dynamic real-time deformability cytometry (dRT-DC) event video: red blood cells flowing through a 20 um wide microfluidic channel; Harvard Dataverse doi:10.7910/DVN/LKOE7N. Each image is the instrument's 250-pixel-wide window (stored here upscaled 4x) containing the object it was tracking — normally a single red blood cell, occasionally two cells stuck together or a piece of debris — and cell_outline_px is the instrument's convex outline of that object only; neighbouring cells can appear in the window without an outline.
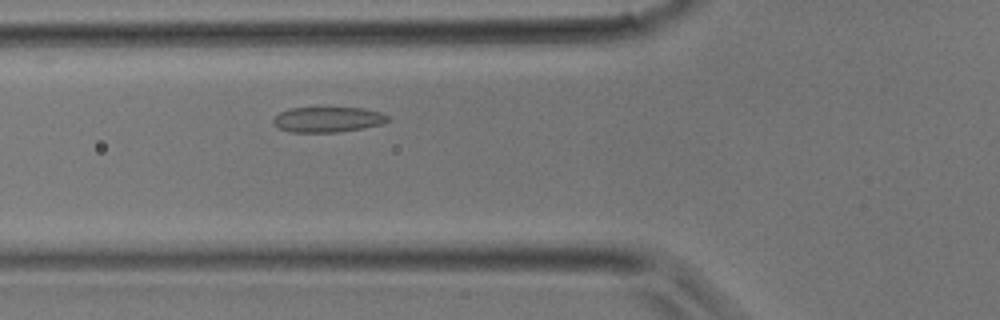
{"species": "common noctule bat (a hibernating species)", "species_latin": "Nyctalus noctula", "temperature_condition": "room temperature", "stored_images_in_passage": 25, "camera_frame_rate_fps": 3000, "um_per_image_px": 0.085, "animal": {"sex": "male", "body_mass_g": 17.9}, "frame": {"image": 1, "passage_image": 4, "time_ms": 1.0, "image_size_px": [1000, 320], "cell_outline_px": [[392, 120], [380, 124], [364, 128], [340, 132], [292, 132], [280, 128], [272, 120], [280, 112], [292, 108], [364, 108], [380, 112], [388, 116]], "centroid_in_image_um": [27.92, 10.16], "position_along_channel_um": 97.9, "area_um2": 16.76}}
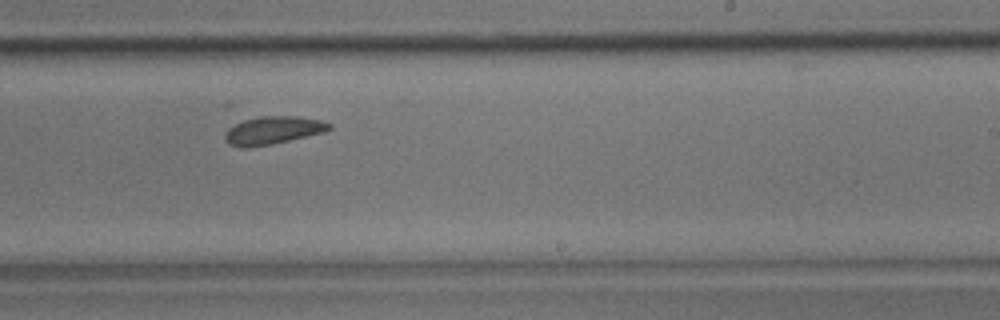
{"frame": {"image": 2, "passage_image": 13, "time_ms": 4.0, "image_size_px": [1000, 320], "cell_outline_px": [[332, 128], [324, 132], [288, 140], [248, 148], [244, 148], [228, 144], [224, 140], [224, 136], [228, 128], [244, 120], [260, 116], [296, 116], [320, 120], [332, 124]], "centroid_in_image_um": [23.18, 11.07], "position_along_channel_um": 265.8, "area_um2": 16.76}}
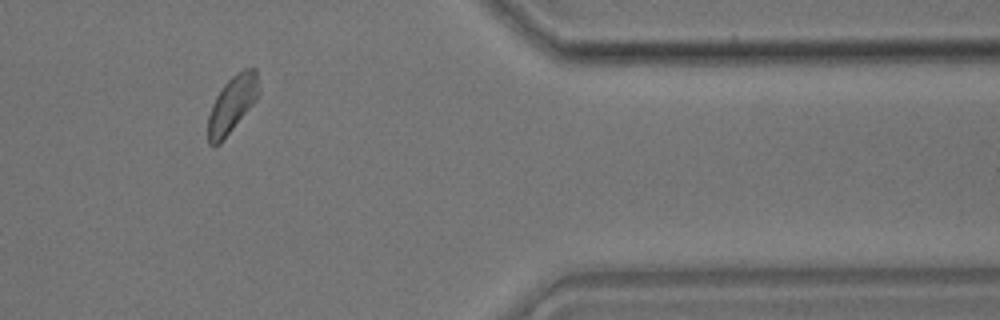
{"frame": {"image": 3, "passage_image": 21, "time_ms": 6.667, "image_size_px": [1000, 320], "cell_outline_px": [[260, 92], [256, 100], [220, 144], [212, 148], [208, 144], [208, 116], [212, 104], [216, 96], [224, 84], [236, 72], [244, 68], [256, 68]], "centroid_in_image_um": [19.73, 8.87], "position_along_channel_um": 391.7, "area_um2": 16.88}}